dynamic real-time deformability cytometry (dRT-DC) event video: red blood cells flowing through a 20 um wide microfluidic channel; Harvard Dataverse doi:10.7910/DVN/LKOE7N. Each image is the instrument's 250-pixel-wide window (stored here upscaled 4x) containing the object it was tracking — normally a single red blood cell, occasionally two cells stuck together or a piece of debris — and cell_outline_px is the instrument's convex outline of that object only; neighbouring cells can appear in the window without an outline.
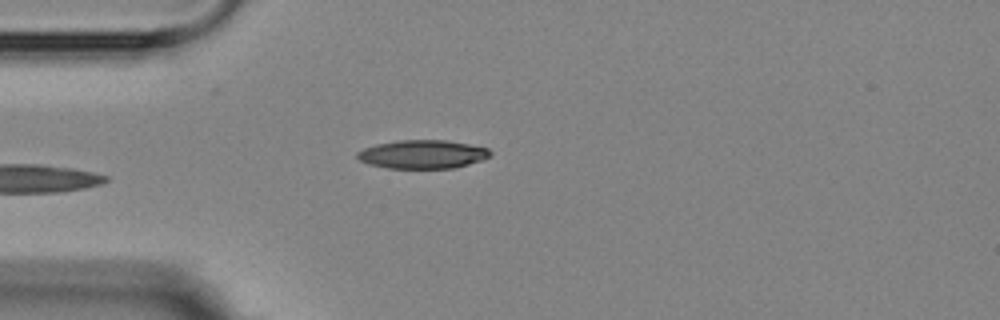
{"species": "Egyptian fruit bat (a non-hibernating species)", "species_latin": "Rousettus aegyptiacus", "temperature_condition": "room temperature", "stored_images_in_passage": 4, "camera_frame_rate_fps": 3000, "um_per_image_px": 0.085, "animal": {"sex": "female"}, "frame": {"image": 1, "passage_image": 4, "time_ms": 4.333, "image_size_px": [1000, 320], "cell_outline_px": [[492, 156], [456, 168], [388, 168], [368, 164], [360, 160], [356, 156], [356, 152], [364, 148], [376, 144], [400, 140], [444, 140], [468, 144], [488, 148], [492, 152]], "centroid_in_image_um": [35.91, 13.11], "position_along_channel_um": 49.1, "area_um2": 22.08}}